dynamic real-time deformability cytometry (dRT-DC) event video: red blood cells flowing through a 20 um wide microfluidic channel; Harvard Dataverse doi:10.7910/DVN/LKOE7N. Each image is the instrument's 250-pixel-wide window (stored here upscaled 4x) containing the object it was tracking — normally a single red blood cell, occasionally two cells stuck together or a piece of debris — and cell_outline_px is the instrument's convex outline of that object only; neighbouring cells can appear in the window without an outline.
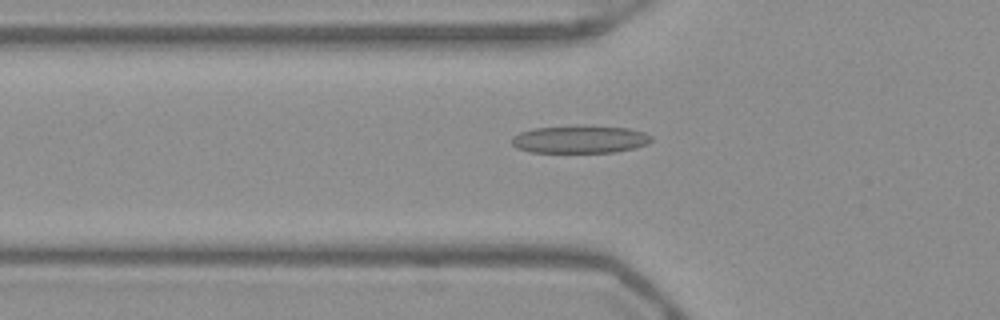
{"species": "Egyptian fruit bat (a non-hibernating species)", "species_latin": "Rousettus aegyptiacus", "temperature_condition": "warm", "stored_images_in_passage": 37, "camera_frame_rate_fps": 3000, "um_per_image_px": 0.085, "frame": {"image": 1, "passage_image": 3, "time_ms": 0.667, "image_size_px": [1000, 320], "cell_outline_px": [[652, 140], [648, 144], [636, 148], [616, 152], [532, 152], [516, 148], [512, 144], [512, 136], [520, 132], [532, 128], [576, 124], [580, 124], [628, 128], [644, 132], [652, 136]], "centroid_in_image_um": [49.3, 11.82], "position_along_channel_um": 76.5, "area_um2": 23.12}}
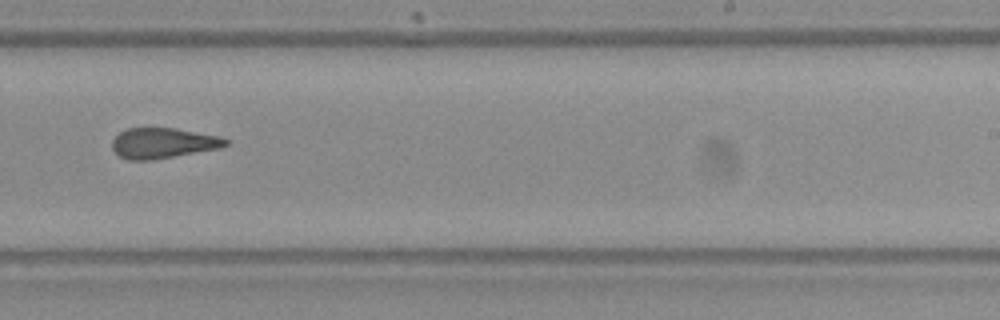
{"frame": {"image": 2, "passage_image": 18, "time_ms": 5.667, "image_size_px": [1000, 320], "cell_outline_px": [[228, 144], [220, 148], [152, 160], [128, 160], [120, 156], [112, 148], [112, 140], [120, 132], [128, 128], [176, 128], [220, 136], [228, 140]], "centroid_in_image_um": [13.86, 12.16], "position_along_channel_um": 275.1, "area_um2": 20.06}}
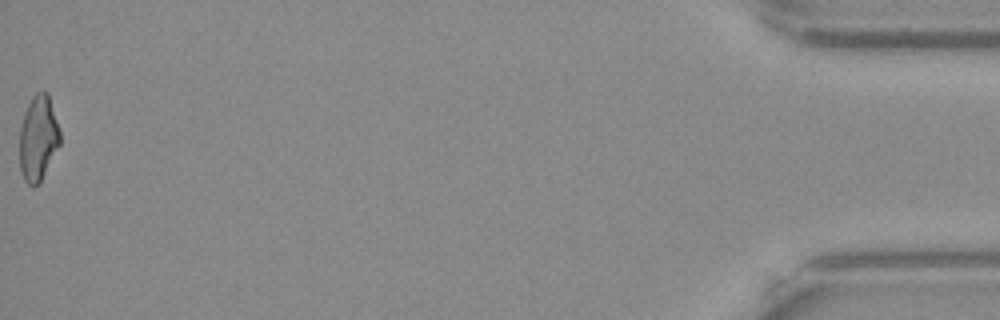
{"frame": {"image": 3, "passage_image": 37, "time_ms": 12.0, "image_size_px": [1000, 320], "cell_outline_px": [[60, 144], [40, 180], [32, 188], [24, 180], [20, 172], [20, 128], [24, 112], [32, 96], [36, 92], [44, 88], [48, 92], [60, 132]], "centroid_in_image_um": [3.23, 11.69], "position_along_channel_um": 432.0, "area_um2": 20.06}, "authors_computed_cell_mechanics": {"area_um2": 20.3456, "velocity_mm_per_s": 3.9513, "shape_relaxation_time_tau1_ms": null, "shape_relaxation_time_tau2_ms": 3.0642, "deformation_change_tau1": null, "deformation_change_tau2": 0.134}}